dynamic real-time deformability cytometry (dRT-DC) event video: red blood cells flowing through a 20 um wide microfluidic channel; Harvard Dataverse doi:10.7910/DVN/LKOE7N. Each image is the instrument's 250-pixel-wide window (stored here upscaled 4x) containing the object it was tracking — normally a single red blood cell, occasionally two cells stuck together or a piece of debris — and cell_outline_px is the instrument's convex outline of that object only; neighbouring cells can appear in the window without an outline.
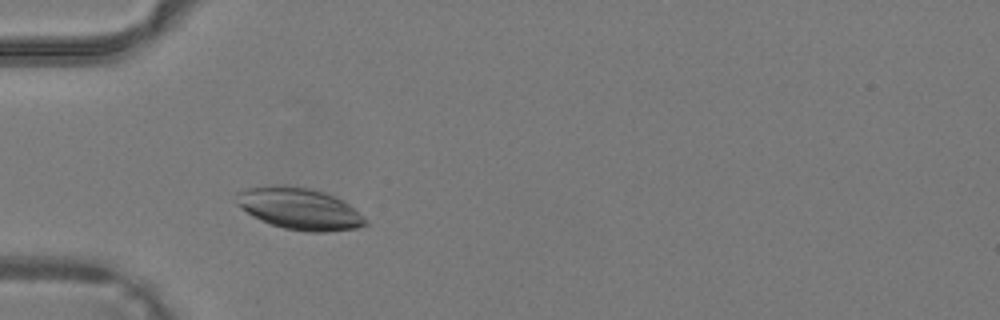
{"species": "common noctule bat (a hibernating species)", "species_latin": "Nyctalus noctula", "temperature_condition": "warm", "stored_images_in_passage": 32, "camera_frame_rate_fps": 3000, "um_per_image_px": 0.085, "animal": {"sex": "male", "body_mass_g": 19.2, "forearm_length_mm": 51.8}, "frame": {"image": 1, "passage_image": 6, "time_ms": 1.667, "image_size_px": [1000, 320], "cell_outline_px": [[368, 224], [356, 228], [328, 232], [308, 232], [284, 228], [260, 220], [252, 216], [236, 204], [236, 192], [244, 188], [276, 184], [284, 184], [312, 188], [324, 192], [344, 200], [368, 220]], "centroid_in_image_um": [25.43, 17.72], "position_along_channel_um": 59.6, "area_um2": 31.79}}
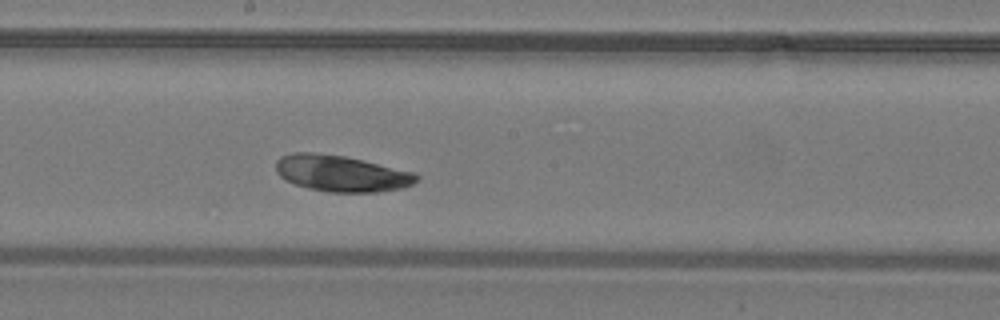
{"frame": {"image": 2, "passage_image": 16, "time_ms": 5.0, "image_size_px": [1000, 320], "cell_outline_px": [[420, 180], [404, 188], [380, 192], [328, 192], [308, 188], [284, 180], [276, 172], [276, 160], [280, 156], [292, 152], [312, 152], [344, 156], [412, 172], [420, 176]], "centroid_in_image_um": [28.99, 14.75], "position_along_channel_um": 219.2, "area_um2": 29.77}}
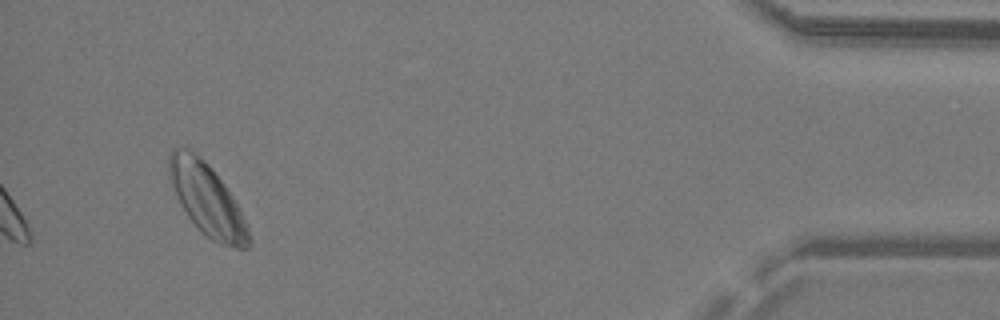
{"frame": {"image": 3, "passage_image": 32, "time_ms": 10.333, "image_size_px": [1000, 320], "cell_outline_px": [[252, 240], [248, 248], [236, 248], [220, 244], [212, 240], [188, 216], [180, 204], [176, 196], [168, 176], [168, 156], [172, 148], [188, 148], [204, 160], [212, 168], [224, 184], [240, 208], [248, 228]], "centroid_in_image_um": [17.6, 16.94], "position_along_channel_um": 417.6, "area_um2": 33.12}}